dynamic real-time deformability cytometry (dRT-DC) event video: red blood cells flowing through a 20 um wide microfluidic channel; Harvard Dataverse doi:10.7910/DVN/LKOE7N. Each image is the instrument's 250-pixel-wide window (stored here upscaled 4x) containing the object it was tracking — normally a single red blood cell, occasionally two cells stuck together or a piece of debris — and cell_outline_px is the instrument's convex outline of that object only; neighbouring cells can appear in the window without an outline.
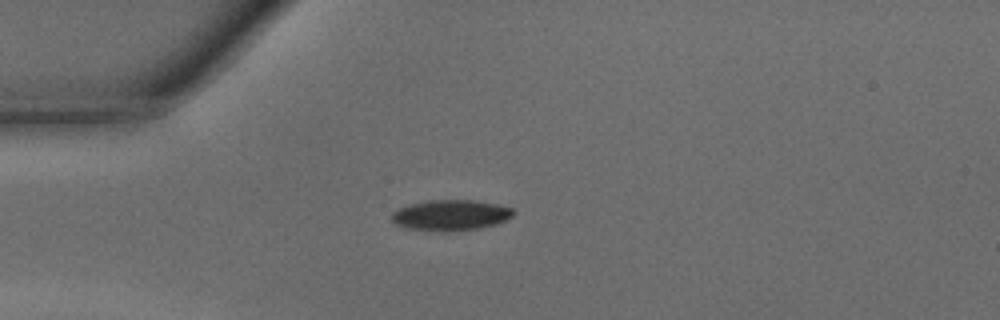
{"species": "common noctule bat (a hibernating species)", "species_latin": "Nyctalus noctula", "temperature_condition": "warm", "stored_images_in_passage": 35, "camera_frame_rate_fps": 3000, "um_per_image_px": 0.085, "animal": {"sex": "male", "body_mass_g": 15.6}, "frame": {"image": 1, "passage_image": 1, "time_ms": 0.0, "image_size_px": [1000, 320], "cell_outline_px": [[516, 212], [512, 216], [496, 224], [480, 228], [444, 232], [408, 228], [396, 224], [392, 220], [392, 212], [396, 208], [408, 204], [428, 200], [476, 200], [496, 204], [512, 208]], "centroid_in_image_um": [38.29, 18.28], "position_along_channel_um": 46.7, "area_um2": 21.85}}
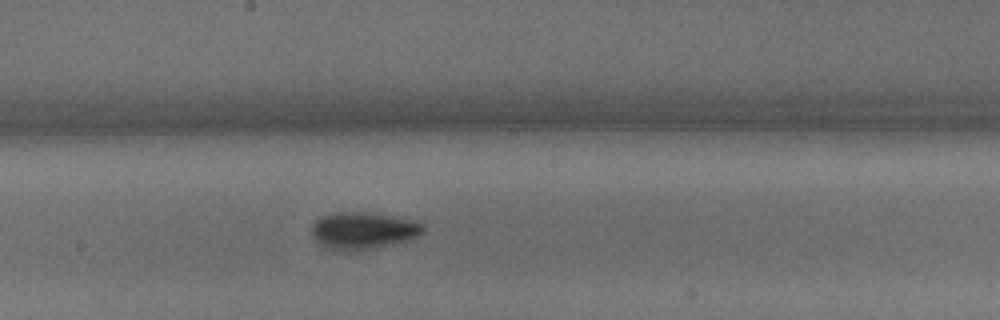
{"frame": {"image": 2, "passage_image": 14, "time_ms": 4.333, "image_size_px": [1000, 320], "cell_outline_px": [[424, 232], [408, 240], [376, 248], [348, 252], [332, 248], [316, 240], [312, 232], [312, 224], [320, 216], [332, 212], [372, 212], [416, 220], [424, 224]], "centroid_in_image_um": [30.91, 19.57], "position_along_channel_um": 217.3, "area_um2": 24.16}}
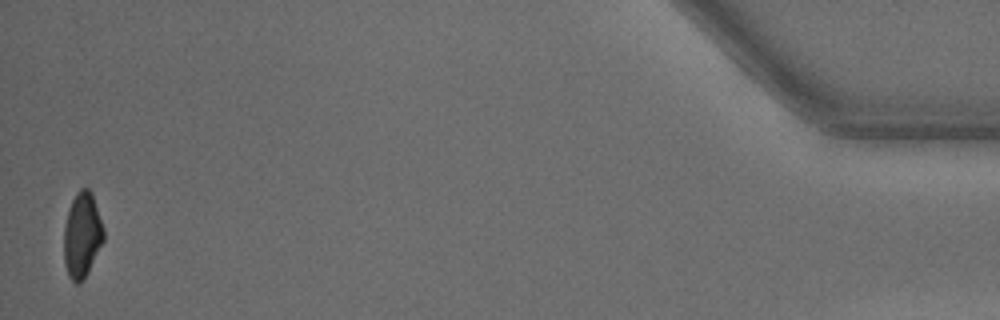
{"frame": {"image": 3, "passage_image": 35, "time_ms": 11.333, "image_size_px": [1000, 320], "cell_outline_px": [[104, 240], [84, 280], [80, 284], [76, 284], [68, 276], [64, 264], [64, 228], [68, 208], [76, 192], [80, 188], [88, 188], [92, 192], [104, 228]], "centroid_in_image_um": [6.97, 19.99], "position_along_channel_um": 428.2, "area_um2": 20.0}, "authors_computed_cell_mechanics": {"area_um2": 21.675, "velocity_mm_per_s": 4.2959, "shape_relaxation_time_tau1_ms": 1.998, "shape_relaxation_time_tau2_ms": 3.0481, "deformation_change_tau1": 0.1146, "deformation_change_tau2": 0.0853}}